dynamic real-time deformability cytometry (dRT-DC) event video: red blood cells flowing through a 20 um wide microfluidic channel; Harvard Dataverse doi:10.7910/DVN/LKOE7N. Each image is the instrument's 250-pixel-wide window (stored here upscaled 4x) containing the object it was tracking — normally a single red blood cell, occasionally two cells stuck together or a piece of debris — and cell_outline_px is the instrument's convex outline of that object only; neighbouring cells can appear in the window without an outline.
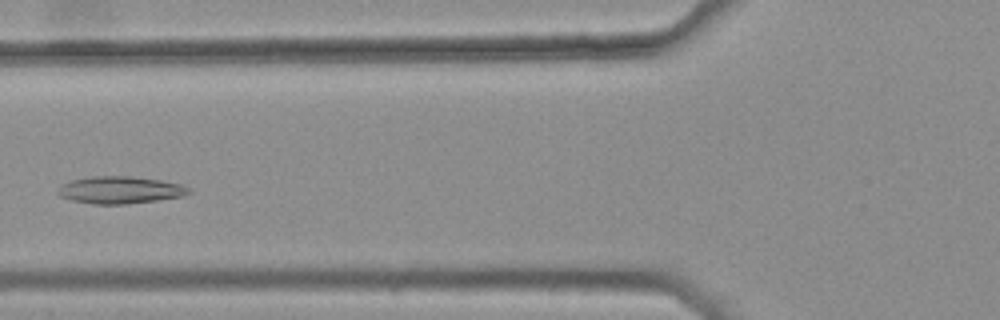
{"species": "common noctule bat (a hibernating species)", "species_latin": "Nyctalus noctula", "temperature_condition": "warm", "stored_images_in_passage": 4, "camera_frame_rate_fps": 3000, "um_per_image_px": 0.085, "animal": {"sex": "female", "body_mass_g": 25.1}, "frame": {"image": 1, "passage_image": 3, "time_ms": 0.667, "image_size_px": [1000, 320], "cell_outline_px": [[192, 192], [184, 196], [156, 200], [124, 204], [92, 204], [72, 200], [60, 196], [56, 192], [60, 184], [72, 180], [92, 176], [128, 176], [160, 180], [180, 184], [192, 188]], "centroid_in_image_um": [10.2, 16.15], "position_along_channel_um": 115.6, "area_um2": 20.81}}
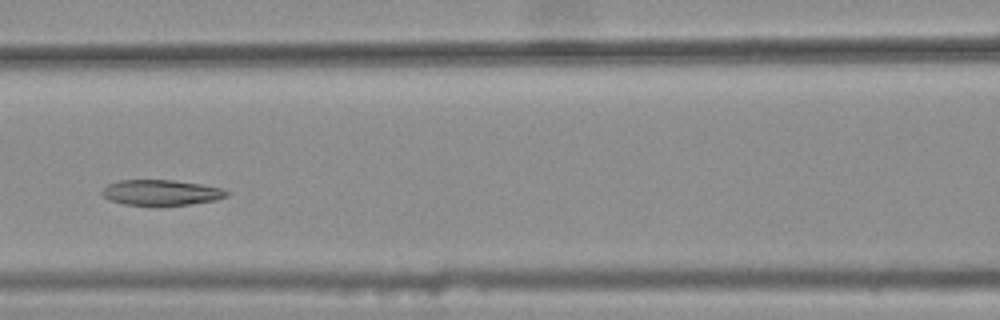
{"frame": {"image": 2, "passage_image": 4, "time_ms": 1.0, "image_size_px": [1000, 320], "cell_outline_px": [[228, 196], [216, 200], [188, 204], [124, 204], [108, 200], [100, 192], [108, 184], [120, 180], [172, 180], [200, 184], [224, 188], [228, 192]], "centroid_in_image_um": [13.7, 16.35], "position_along_channel_um": 152.9, "area_um2": 18.21}}